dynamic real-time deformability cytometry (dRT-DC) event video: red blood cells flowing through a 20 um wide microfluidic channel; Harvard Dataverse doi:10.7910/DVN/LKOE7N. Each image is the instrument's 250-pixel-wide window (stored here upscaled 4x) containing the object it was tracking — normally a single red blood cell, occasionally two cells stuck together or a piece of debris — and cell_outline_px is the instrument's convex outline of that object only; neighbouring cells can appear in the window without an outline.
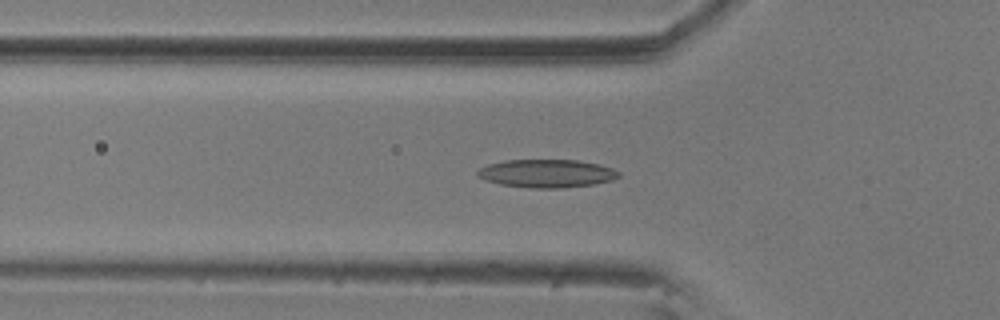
{"species": "common noctule bat (a hibernating species)", "species_latin": "Nyctalus noctula", "temperature_condition": "room temperature", "stored_images_in_passage": 45, "camera_frame_rate_fps": 3000, "um_per_image_px": 0.085, "animal": {"sex": "male", "body_mass_g": 20.5, "forearm_length_mm": 52.5}, "frame": {"image": 1, "passage_image": 11, "time_ms": 3.333, "image_size_px": [1000, 320], "cell_outline_px": [[620, 176], [612, 180], [596, 184], [560, 188], [528, 188], [500, 184], [484, 180], [476, 176], [476, 172], [480, 168], [488, 164], [504, 160], [576, 160], [600, 164], [612, 168], [620, 172]], "centroid_in_image_um": [46.46, 14.74], "position_along_channel_um": 79.3, "area_um2": 23.35}}
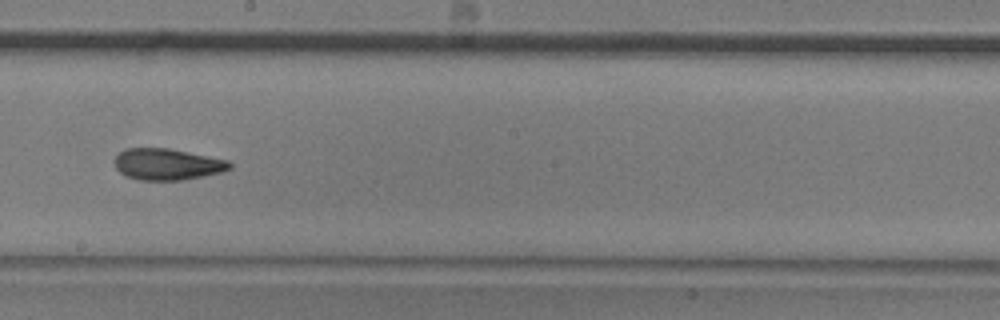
{"frame": {"image": 2, "passage_image": 24, "time_ms": 7.667, "image_size_px": [1000, 320], "cell_outline_px": [[232, 168], [220, 172], [204, 176], [180, 180], [136, 180], [124, 176], [116, 168], [116, 156], [124, 148], [168, 148], [228, 160], [232, 164]], "centroid_in_image_um": [14.2, 13.97], "position_along_channel_um": 234.0, "area_um2": 21.04}}
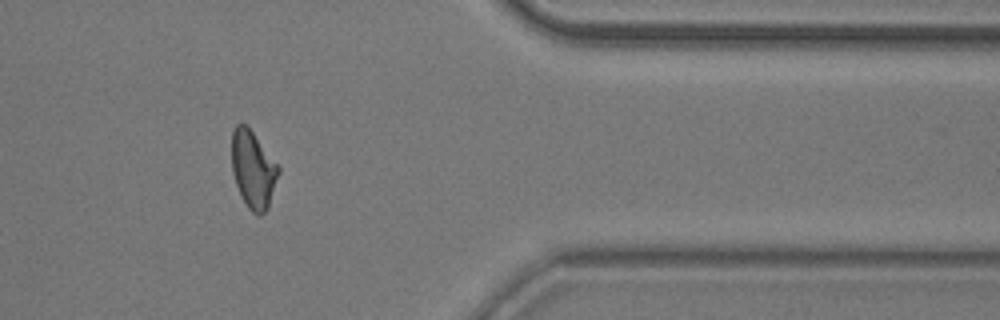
{"frame": {"image": 3, "passage_image": 39, "time_ms": 12.667, "image_size_px": [1000, 320], "cell_outline_px": [[280, 172], [268, 208], [260, 216], [256, 216], [248, 208], [240, 196], [232, 172], [232, 132], [236, 124], [244, 124], [252, 132], [280, 168]], "centroid_in_image_um": [21.51, 14.46], "position_along_channel_um": 389.9, "area_um2": 20.92}, "authors_computed_cell_mechanics": {"area_um2": 21.2126, "velocity_mm_per_s": 3.5426, "shape_relaxation_time_tau1_ms": 11.3815, "shape_relaxation_time_tau2_ms": 2.7034, "deformation_change_tau1": 0.2931, "deformation_change_tau2": 0.1088}}